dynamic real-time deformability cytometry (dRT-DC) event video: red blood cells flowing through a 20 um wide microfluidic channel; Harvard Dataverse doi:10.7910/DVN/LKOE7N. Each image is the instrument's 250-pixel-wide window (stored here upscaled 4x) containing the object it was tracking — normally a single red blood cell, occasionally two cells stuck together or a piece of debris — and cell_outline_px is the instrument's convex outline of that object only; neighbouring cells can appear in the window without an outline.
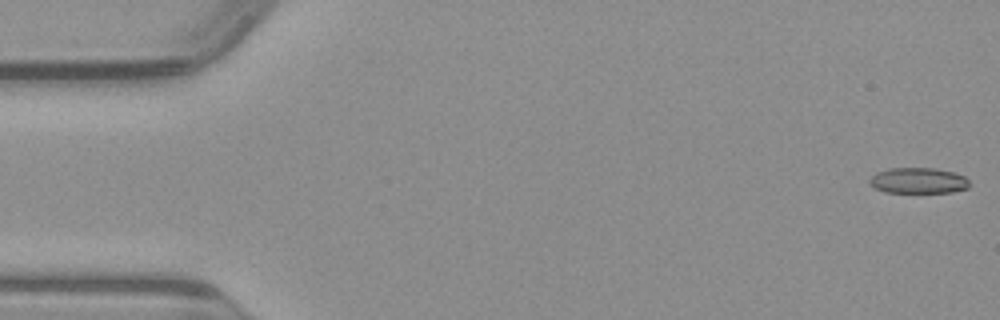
{"species": "common noctule bat (a hibernating species)", "species_latin": "Nyctalus noctula", "temperature_condition": "warm", "stored_images_in_passage": 50, "camera_frame_rate_fps": 3000, "um_per_image_px": 0.085, "animal": {"sex": "male", "body_mass_g": 23.1, "forearm_length_mm": 52.7}, "frame": {"image": 1, "passage_image": 1, "time_ms": 0.0, "image_size_px": [1000, 320], "cell_outline_px": [[968, 188], [952, 192], [884, 192], [876, 188], [868, 180], [876, 172], [888, 168], [936, 168], [952, 172], [964, 176], [968, 180]], "centroid_in_image_um": [78.04, 15.34], "position_along_channel_um": 7.0, "area_um2": 14.85}}
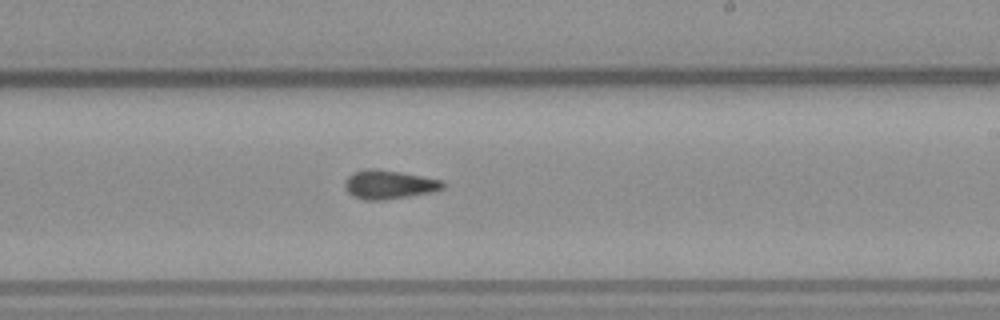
{"frame": {"image": 2, "passage_image": 29, "time_ms": 9.333, "image_size_px": [1000, 320], "cell_outline_px": [[448, 184], [444, 188], [428, 192], [384, 200], [364, 200], [348, 192], [344, 184], [348, 176], [352, 172], [368, 168], [376, 168], [400, 172], [444, 180]], "centroid_in_image_um": [33.08, 15.66], "position_along_channel_um": 255.9, "area_um2": 16.36}}
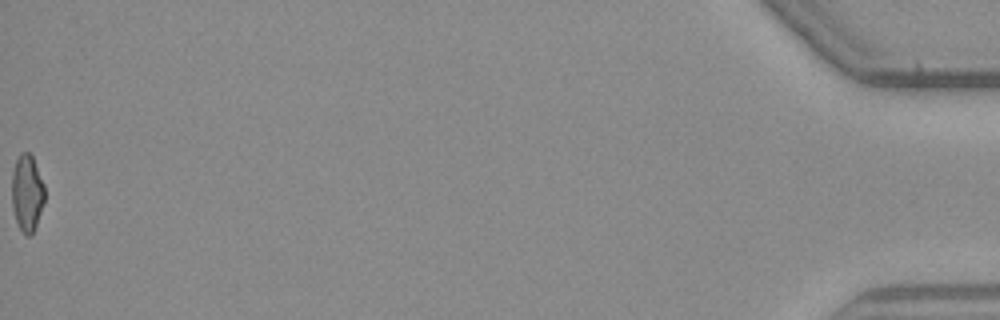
{"frame": {"image": 3, "passage_image": 50, "time_ms": 16.333, "image_size_px": [1000, 320], "cell_outline_px": [[44, 200], [36, 228], [32, 236], [28, 236], [20, 228], [16, 220], [12, 208], [12, 172], [16, 160], [20, 152], [28, 152], [32, 156], [44, 184]], "centroid_in_image_um": [2.3, 16.41], "position_along_channel_um": 432.9, "area_um2": 14.68}}